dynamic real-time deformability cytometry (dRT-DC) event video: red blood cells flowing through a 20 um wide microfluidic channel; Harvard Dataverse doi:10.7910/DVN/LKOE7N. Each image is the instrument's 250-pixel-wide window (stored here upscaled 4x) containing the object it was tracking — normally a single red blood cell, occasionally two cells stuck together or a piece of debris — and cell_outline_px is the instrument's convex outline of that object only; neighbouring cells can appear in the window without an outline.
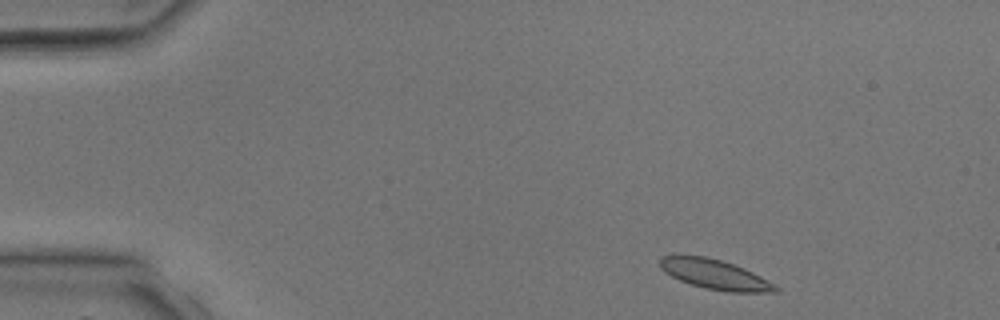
{"species": "common noctule bat (a hibernating species)", "species_latin": "Nyctalus noctula", "temperature_condition": "room temperature", "stored_images_in_passage": 3, "camera_frame_rate_fps": 3000, "um_per_image_px": 0.085, "animal": {"sex": "male", "body_mass_g": 17.9, "forearm_length_mm": 54.2}, "frame": {"image": 1, "passage_image": 1, "time_ms": 0.0, "image_size_px": [1000, 320], "cell_outline_px": [[780, 292], [728, 292], [704, 288], [680, 280], [664, 272], [660, 268], [660, 260], [664, 256], [704, 256], [720, 260], [744, 268], [768, 280], [780, 288]], "centroid_in_image_um": [60.81, 23.35], "position_along_channel_um": 24.2, "area_um2": 19.77}}
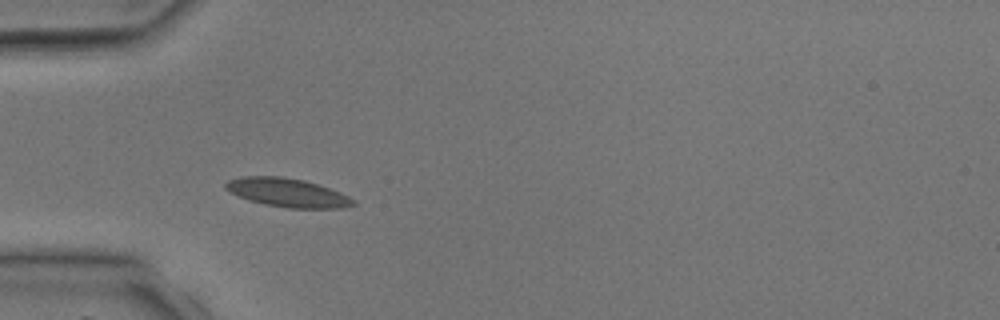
{"frame": {"image": 2, "passage_image": 3, "time_ms": 2.333, "image_size_px": [1000, 320], "cell_outline_px": [[356, 204], [340, 208], [288, 208], [264, 204], [240, 196], [224, 188], [224, 184], [228, 180], [244, 176], [280, 176], [304, 180], [340, 192], [356, 200]], "centroid_in_image_um": [24.45, 16.37], "position_along_channel_um": 60.6, "area_um2": 21.04}}